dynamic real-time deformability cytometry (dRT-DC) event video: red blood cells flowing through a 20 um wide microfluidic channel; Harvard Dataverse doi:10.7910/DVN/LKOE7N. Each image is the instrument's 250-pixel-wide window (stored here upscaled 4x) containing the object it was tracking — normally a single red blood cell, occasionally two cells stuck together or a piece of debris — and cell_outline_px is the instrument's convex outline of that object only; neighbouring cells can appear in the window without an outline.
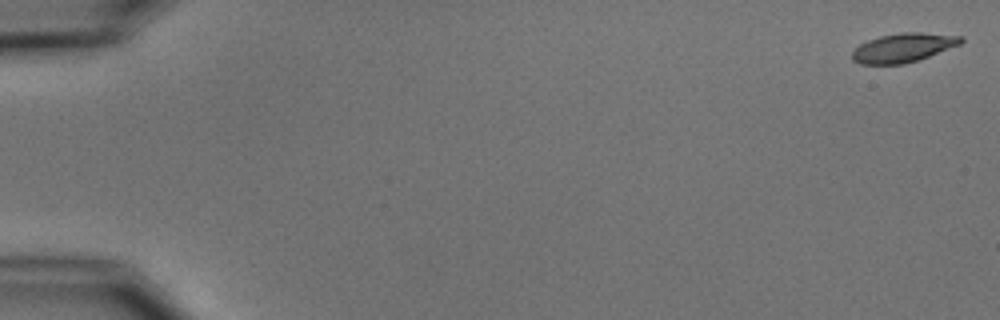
{"species": "common noctule bat (a hibernating species)", "species_latin": "Nyctalus noctula", "temperature_condition": "cold", "stored_images_in_passage": 6, "camera_frame_rate_fps": 3000, "um_per_image_px": 0.085, "animal": {"sex": "male", "body_mass_g": 15.6}, "frame": {"image": 1, "passage_image": 1, "time_ms": 0.0, "image_size_px": [1000, 320], "cell_outline_px": [[964, 40], [960, 44], [928, 56], [904, 64], [860, 64], [852, 60], [852, 52], [860, 44], [868, 40], [880, 36], [900, 32], [920, 32], [964, 36]], "centroid_in_image_um": [76.77, 4.04], "position_along_channel_um": 8.2, "area_um2": 18.26}}
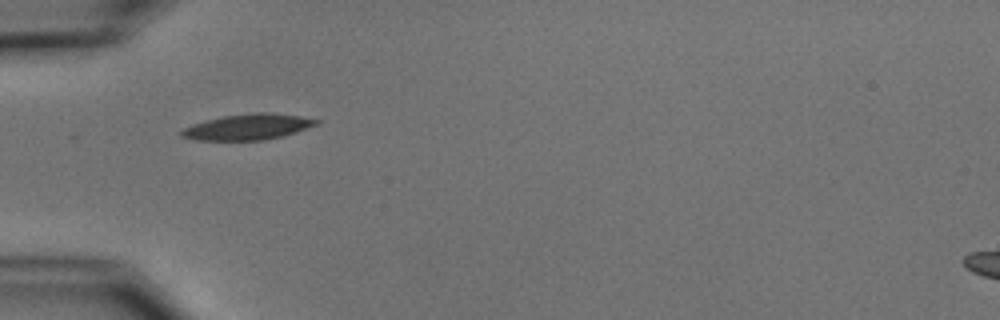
{"frame": {"image": 2, "passage_image": 5, "time_ms": 5.667, "image_size_px": [1000, 320], "cell_outline_px": [[320, 120], [316, 124], [296, 132], [264, 140], [196, 140], [180, 136], [180, 132], [184, 128], [192, 124], [224, 116], [252, 112], [268, 112], [300, 116]], "centroid_in_image_um": [21.04, 10.78], "position_along_channel_um": 64.0, "area_um2": 20.0}}